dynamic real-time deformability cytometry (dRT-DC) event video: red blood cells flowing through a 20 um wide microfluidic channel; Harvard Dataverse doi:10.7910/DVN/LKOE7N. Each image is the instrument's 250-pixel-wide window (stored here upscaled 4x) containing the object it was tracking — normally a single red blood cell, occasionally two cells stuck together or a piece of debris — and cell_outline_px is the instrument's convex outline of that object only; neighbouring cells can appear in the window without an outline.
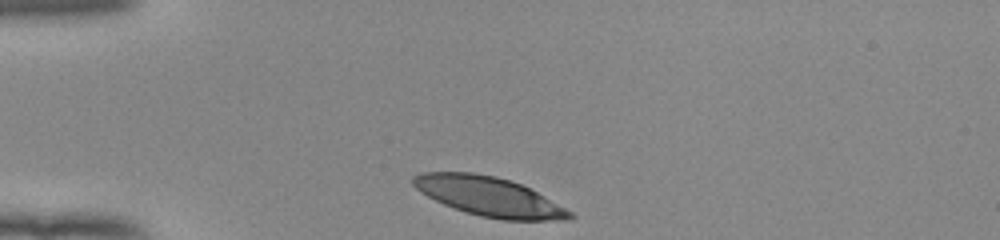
{"species": "human", "species_latin": "Homo sapiens", "temperature_condition": "room temperature", "stored_images_in_passage": 31, "camera_frame_rate_fps": 3000, "um_per_image_px": 0.085, "donor": {"sex": "female"}, "frame": {"image": 1, "passage_image": 1, "time_ms": 0.0, "image_size_px": [1000, 240], "cell_outline_px": [[576, 216], [564, 220], [504, 220], [480, 216], [464, 212], [444, 204], [420, 192], [412, 184], [412, 176], [420, 172], [472, 172], [496, 176], [512, 180], [544, 196], [572, 212]], "centroid_in_image_um": [41.54, 16.69], "position_along_channel_um": 43.5, "area_um2": 35.72}}
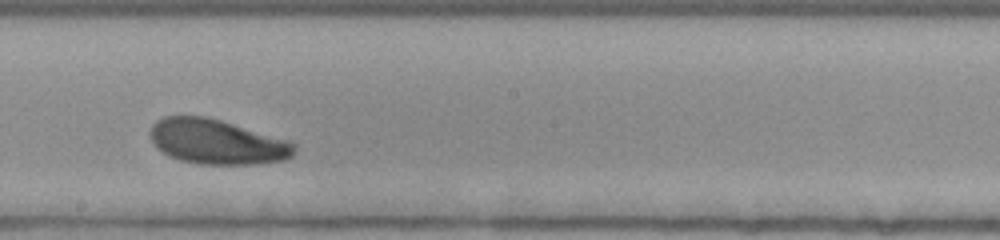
{"frame": {"image": 2, "passage_image": 18, "time_ms": 5.667, "image_size_px": [1000, 240], "cell_outline_px": [[296, 152], [292, 156], [284, 160], [256, 164], [200, 164], [180, 160], [168, 156], [156, 148], [148, 132], [152, 124], [156, 120], [164, 116], [204, 116], [220, 120], [292, 140], [296, 144]], "centroid_in_image_um": [18.45, 12.05], "position_along_channel_um": 229.7, "area_um2": 38.15}}
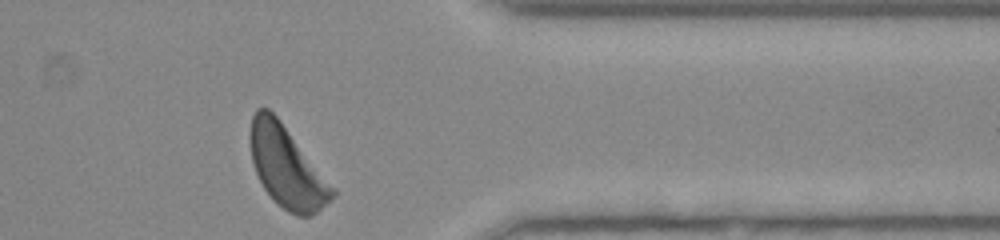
{"frame": {"image": 3, "passage_image": 31, "time_ms": 10.0, "image_size_px": [1000, 240], "cell_outline_px": [[336, 192], [312, 216], [296, 216], [288, 212], [264, 188], [256, 172], [252, 160], [248, 136], [248, 132], [252, 116], [256, 108], [268, 108], [280, 120], [336, 188]], "centroid_in_image_um": [24.35, 14.15], "position_along_channel_um": 387.0, "area_um2": 38.49}, "authors_computed_cell_mechanics": {"area_um2": 38.148, "velocity_mm_per_s": 3.8652, "shape_relaxation_time_tau1_ms": 3.1354, "shape_relaxation_time_tau2_ms": 5.1754, "deformation_change_tau1": 0.1611, "deformation_change_tau2": 0.1238}}